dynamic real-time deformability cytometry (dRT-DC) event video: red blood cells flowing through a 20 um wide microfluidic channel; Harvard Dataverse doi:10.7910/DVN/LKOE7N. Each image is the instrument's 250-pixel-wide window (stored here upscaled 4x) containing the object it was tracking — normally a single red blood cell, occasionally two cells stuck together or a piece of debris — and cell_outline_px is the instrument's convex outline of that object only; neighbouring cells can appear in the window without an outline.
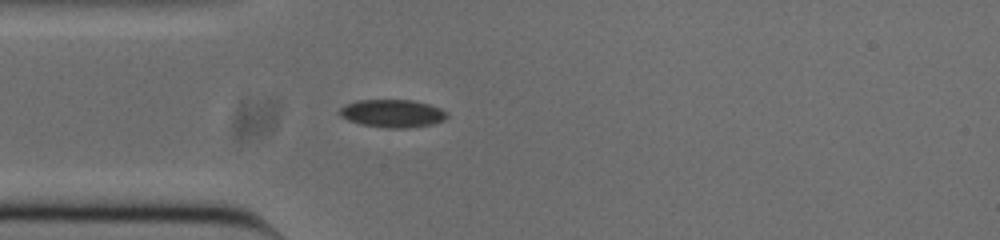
{"species": "common noctule bat (a hibernating species)", "species_latin": "Nyctalus noctula", "temperature_condition": "cold", "stored_images_in_passage": 48, "camera_frame_rate_fps": 3000, "um_per_image_px": 0.085, "animal": {"sex": "male", "body_mass_g": 20.0, "forearm_length_mm": 53.3}, "frame": {"image": 1, "passage_image": 8, "time_ms": 2.333, "image_size_px": [1000, 240], "cell_outline_px": [[448, 116], [444, 120], [432, 124], [408, 128], [388, 128], [360, 124], [348, 120], [340, 116], [336, 112], [344, 104], [356, 100], [412, 100], [428, 104], [440, 108], [448, 112]], "centroid_in_image_um": [33.32, 9.64], "position_along_channel_um": 51.7, "area_um2": 17.63}}
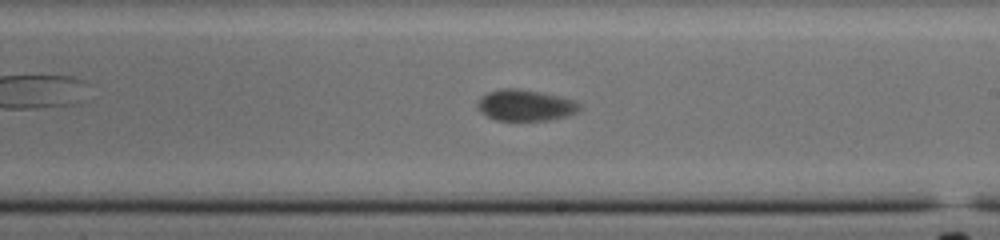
{"frame": {"image": 2, "passage_image": 24, "time_ms": 7.667, "image_size_px": [1000, 240], "cell_outline_px": [[580, 108], [576, 112], [552, 120], [496, 120], [480, 112], [476, 108], [476, 104], [480, 96], [488, 92], [504, 88], [516, 88], [556, 96], [572, 100], [580, 104]], "centroid_in_image_um": [44.58, 8.96], "position_along_channel_um": 244.4, "area_um2": 18.26}}
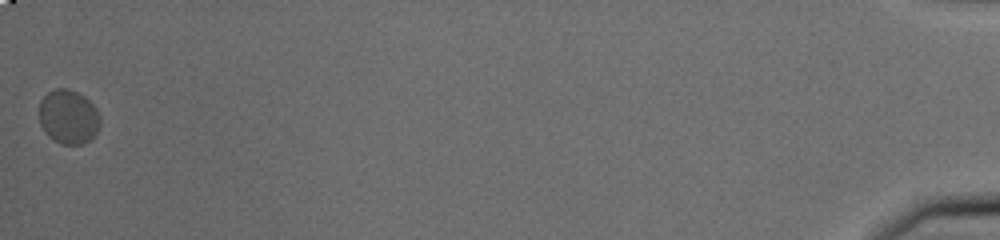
{"frame": {"image": 3, "passage_image": 48, "time_ms": 15.667, "image_size_px": [1000, 240], "cell_outline_px": [[100, 128], [92, 140], [84, 144], [60, 144], [48, 136], [44, 132], [40, 124], [40, 100], [48, 92], [56, 88], [68, 88], [84, 96], [96, 108], [100, 116]], "centroid_in_image_um": [5.84, 9.95], "position_along_channel_um": 429.4, "area_um2": 19.54}, "authors_computed_cell_mechanics": {"area_um2": 18.2359, "velocity_mm_per_s": 3.6919, "shape_relaxation_time_tau1_ms": 6.957, "shape_relaxation_time_tau2_ms": null, "deformation_change_tau1": 0.0966, "deformation_change_tau2": null}}